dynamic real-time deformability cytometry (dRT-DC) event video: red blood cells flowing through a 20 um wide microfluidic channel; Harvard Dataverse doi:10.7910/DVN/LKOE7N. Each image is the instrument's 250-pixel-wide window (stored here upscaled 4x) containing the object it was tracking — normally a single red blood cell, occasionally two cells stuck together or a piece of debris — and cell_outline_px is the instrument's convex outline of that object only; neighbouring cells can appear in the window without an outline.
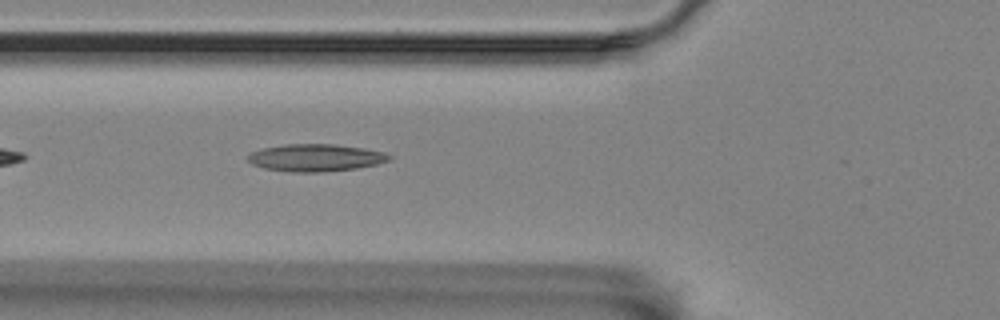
{"species": "Egyptian fruit bat (a non-hibernating species)", "species_latin": "Rousettus aegyptiacus", "temperature_condition": "room temperature", "stored_images_in_passage": 15, "camera_frame_rate_fps": 3000, "um_per_image_px": 0.085, "animal": {"sex": "female"}, "frame": {"image": 1, "passage_image": 5, "time_ms": 1.333, "image_size_px": [1000, 320], "cell_outline_px": [[392, 156], [388, 160], [376, 164], [356, 168], [324, 172], [288, 172], [264, 168], [252, 164], [248, 160], [248, 156], [252, 152], [264, 148], [284, 144], [336, 144], [364, 148], [384, 152]], "centroid_in_image_um": [26.82, 13.4], "position_along_channel_um": 99.0, "area_um2": 22.43}}
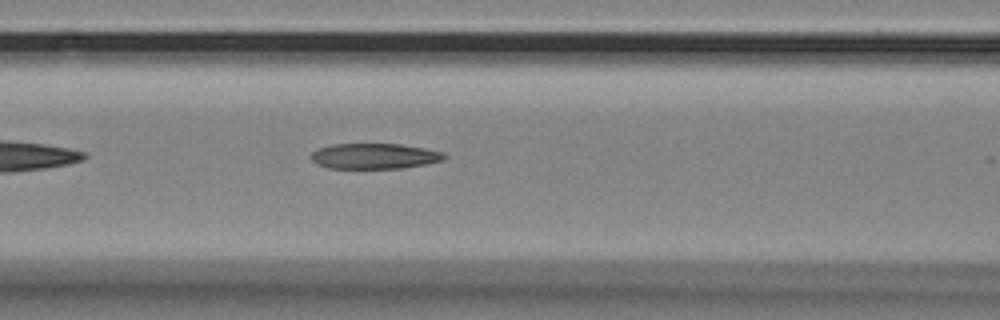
{"frame": {"image": 2, "passage_image": 8, "time_ms": 2.333, "image_size_px": [1000, 320], "cell_outline_px": [[448, 156], [444, 160], [424, 164], [400, 168], [328, 168], [316, 164], [312, 160], [312, 152], [320, 148], [332, 144], [400, 144], [424, 148], [444, 152]], "centroid_in_image_um": [31.85, 13.27], "position_along_channel_um": 134.8, "area_um2": 19.71}}
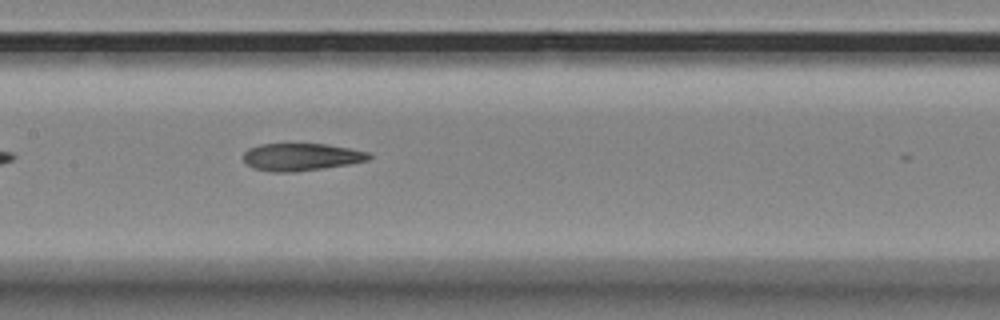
{"frame": {"image": 3, "passage_image": 12, "time_ms": 3.667, "image_size_px": [1000, 320], "cell_outline_px": [[372, 156], [368, 160], [348, 164], [296, 172], [272, 172], [252, 168], [244, 160], [244, 152], [248, 148], [260, 144], [328, 144], [368, 152]], "centroid_in_image_um": [25.58, 13.34], "position_along_channel_um": 181.8, "area_um2": 20.0}}